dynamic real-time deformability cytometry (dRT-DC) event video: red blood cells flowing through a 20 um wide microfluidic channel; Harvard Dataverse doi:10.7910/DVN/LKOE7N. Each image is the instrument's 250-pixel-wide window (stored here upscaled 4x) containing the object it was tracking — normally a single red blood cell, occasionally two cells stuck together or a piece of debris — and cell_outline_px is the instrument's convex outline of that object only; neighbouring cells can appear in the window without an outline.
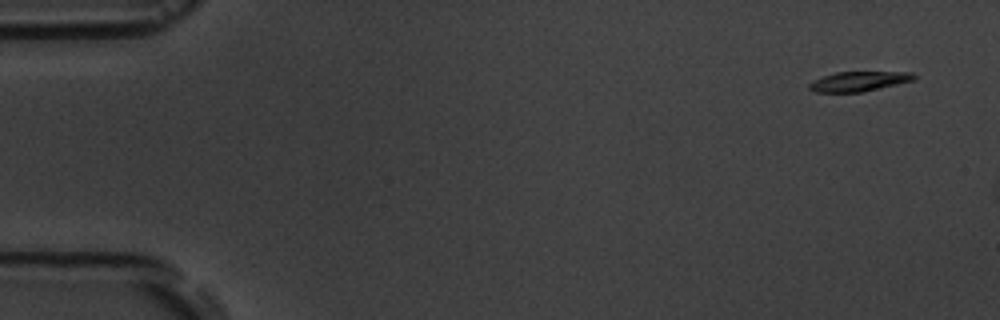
{"species": "common noctule bat (a hibernating species)", "species_latin": "Nyctalus noctula", "temperature_condition": "room temperature", "stored_images_in_passage": 3, "camera_frame_rate_fps": 3000, "um_per_image_px": 0.085, "animal": {"sex": "male", "body_mass_g": 19.5, "forearm_length_mm": 54.6}, "frame": {"image": 1, "passage_image": 1, "time_ms": 0.0, "image_size_px": [1000, 320], "cell_outline_px": [[916, 80], [880, 88], [860, 92], [816, 92], [808, 88], [808, 84], [812, 80], [836, 72], [912, 72], [916, 76]], "centroid_in_image_um": [73.01, 6.91], "position_along_channel_um": 12.0, "area_um2": 12.08}}